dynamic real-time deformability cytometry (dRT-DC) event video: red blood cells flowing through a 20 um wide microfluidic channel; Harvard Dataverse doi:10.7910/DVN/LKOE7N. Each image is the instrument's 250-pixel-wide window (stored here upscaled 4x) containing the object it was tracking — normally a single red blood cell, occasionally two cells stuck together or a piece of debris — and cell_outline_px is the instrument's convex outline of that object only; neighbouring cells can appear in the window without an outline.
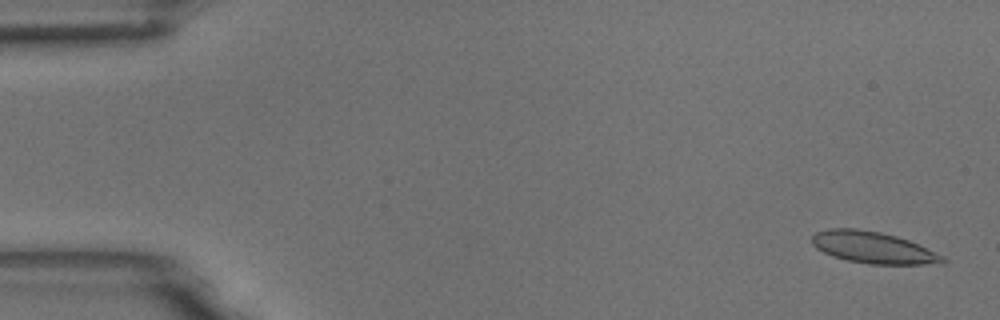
{"species": "common noctule bat (a hibernating species)", "species_latin": "Nyctalus noctula", "temperature_condition": "room temperature", "stored_images_in_passage": 2, "camera_frame_rate_fps": 3000, "um_per_image_px": 0.085, "animal": {"sex": "male", "body_mass_g": 18.8}, "frame": {"image": 1, "passage_image": 2, "time_ms": 0.333, "image_size_px": [1000, 320], "cell_outline_px": [[948, 260], [944, 264], [868, 264], [848, 260], [832, 256], [816, 248], [812, 244], [812, 236], [816, 232], [828, 228], [856, 228], [880, 232], [896, 236], [908, 240], [944, 256]], "centroid_in_image_um": [74.22, 21.04], "position_along_channel_um": 10.8, "area_um2": 24.1}}